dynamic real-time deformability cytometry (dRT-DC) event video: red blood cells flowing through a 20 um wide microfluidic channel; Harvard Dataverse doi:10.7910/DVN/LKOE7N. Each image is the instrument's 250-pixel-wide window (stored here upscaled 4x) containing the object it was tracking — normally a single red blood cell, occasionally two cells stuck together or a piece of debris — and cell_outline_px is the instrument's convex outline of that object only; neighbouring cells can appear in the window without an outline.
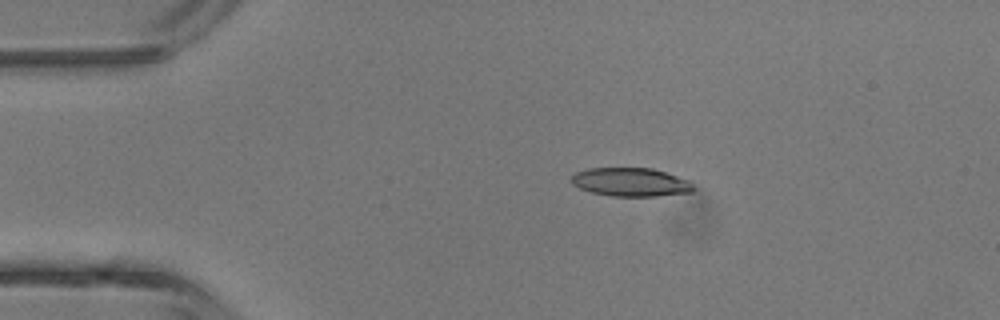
{"species": "common noctule bat (a hibernating species)", "species_latin": "Nyctalus noctula", "temperature_condition": "room temperature", "stored_images_in_passage": 3, "camera_frame_rate_fps": 3000, "um_per_image_px": 0.085, "animal": {"sex": "male", "body_mass_g": 13.3}, "frame": {"image": 1, "passage_image": 2, "time_ms": 2.0, "image_size_px": [1000, 320], "cell_outline_px": [[696, 188], [692, 192], [656, 196], [612, 196], [592, 192], [580, 188], [572, 184], [572, 176], [576, 172], [588, 168], [652, 168], [688, 180]], "centroid_in_image_um": [53.62, 15.48], "position_along_channel_um": 31.4, "area_um2": 20.17}}